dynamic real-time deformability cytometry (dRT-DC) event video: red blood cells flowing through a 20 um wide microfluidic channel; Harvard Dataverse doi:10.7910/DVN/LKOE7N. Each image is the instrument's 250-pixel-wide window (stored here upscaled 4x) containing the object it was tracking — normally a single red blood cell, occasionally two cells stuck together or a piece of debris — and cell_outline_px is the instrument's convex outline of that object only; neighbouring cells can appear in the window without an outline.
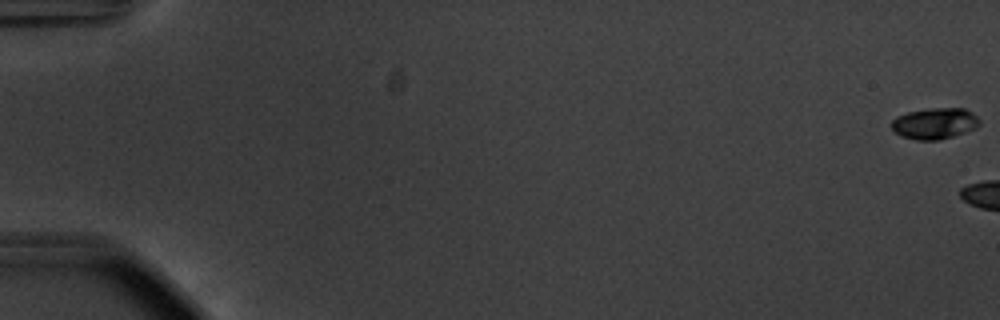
{"species": "common noctule bat (a hibernating species)", "species_latin": "Nyctalus noctula", "temperature_condition": "warm", "stored_images_in_passage": 6, "camera_frame_rate_fps": 3000, "um_per_image_px": 0.085, "animal": {"sex": "male", "body_mass_g": 20.1, "forearm_length_mm": 53.5}, "frame": {"image": 1, "passage_image": 1, "time_ms": 0.0, "image_size_px": [1000, 320], "cell_outline_px": [[980, 124], [976, 128], [940, 140], [916, 140], [900, 136], [892, 132], [892, 120], [896, 116], [908, 112], [928, 108], [964, 108], [972, 112], [980, 120]], "centroid_in_image_um": [79.42, 10.49], "position_along_channel_um": 5.6, "area_um2": 16.13}}